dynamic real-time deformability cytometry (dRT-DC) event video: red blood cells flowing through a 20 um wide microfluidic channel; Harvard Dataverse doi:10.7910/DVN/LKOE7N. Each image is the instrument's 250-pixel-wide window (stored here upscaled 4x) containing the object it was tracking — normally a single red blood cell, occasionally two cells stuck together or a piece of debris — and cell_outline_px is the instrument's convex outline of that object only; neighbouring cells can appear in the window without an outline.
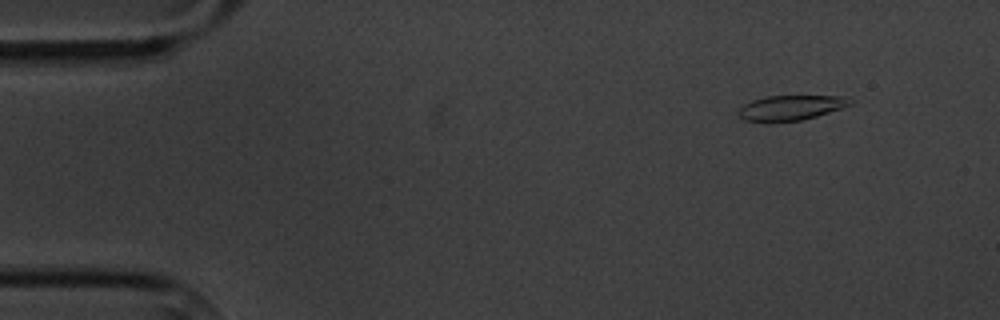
{"species": "common noctule bat (a hibernating species)", "species_latin": "Nyctalus noctula", "temperature_condition": "cold", "stored_images_in_passage": 6, "camera_frame_rate_fps": 3000, "um_per_image_px": 0.085, "animal": {"sex": "male", "body_mass_g": 20.1, "forearm_length_mm": 53.5}, "frame": {"image": 1, "passage_image": 2, "time_ms": 1.333, "image_size_px": [1000, 320], "cell_outline_px": [[856, 100], [852, 104], [816, 116], [800, 120], [768, 124], [764, 124], [744, 120], [736, 112], [744, 104], [752, 100], [768, 96], [848, 96]], "centroid_in_image_um": [67.19, 9.18], "position_along_channel_um": 17.8, "area_um2": 16.7}}
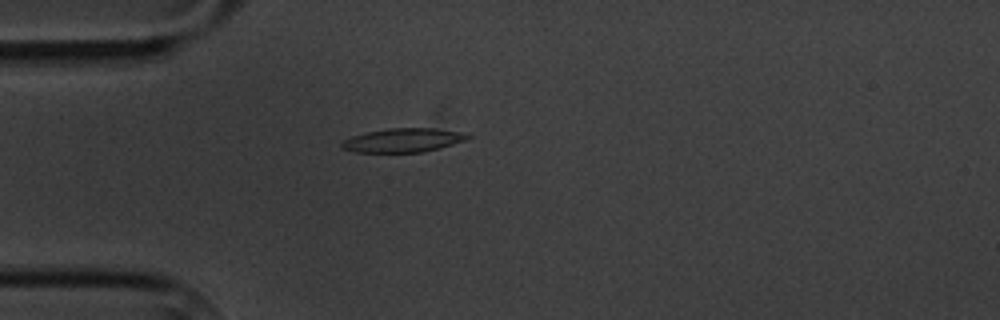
{"frame": {"image": 2, "passage_image": 5, "time_ms": 4.667, "image_size_px": [1000, 320], "cell_outline_px": [[472, 136], [464, 140], [440, 148], [424, 152], [356, 152], [340, 148], [340, 144], [344, 140], [352, 136], [368, 132], [388, 128], [432, 128], [460, 132]], "centroid_in_image_um": [34.23, 11.92], "position_along_channel_um": 50.8, "area_um2": 17.34}}